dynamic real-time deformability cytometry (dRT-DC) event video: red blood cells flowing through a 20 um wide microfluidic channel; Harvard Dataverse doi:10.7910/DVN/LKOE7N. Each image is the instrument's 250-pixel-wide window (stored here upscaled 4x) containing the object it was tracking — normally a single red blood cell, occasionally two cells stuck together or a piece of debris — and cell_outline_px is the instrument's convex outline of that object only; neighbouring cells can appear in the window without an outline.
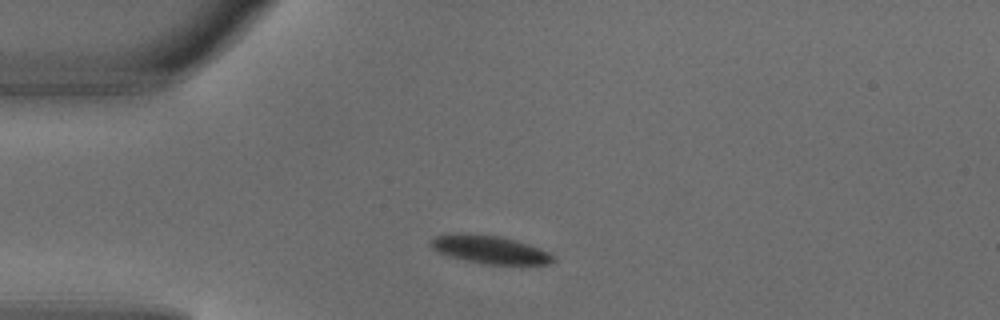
{"species": "common noctule bat (a hibernating species)", "species_latin": "Nyctalus noctula", "temperature_condition": "warm", "stored_images_in_passage": 3, "camera_frame_rate_fps": 3000, "um_per_image_px": 0.085, "animal": {"sex": "male", "body_mass_g": 18.8}, "frame": {"image": 1, "passage_image": 1, "time_ms": 0.0, "image_size_px": [1000, 320], "cell_outline_px": [[556, 260], [548, 264], [484, 264], [448, 256], [432, 248], [428, 244], [428, 240], [436, 236], [468, 232], [500, 236], [528, 244], [540, 248], [556, 256]], "centroid_in_image_um": [41.62, 21.2], "position_along_channel_um": 43.4, "area_um2": 20.11}}
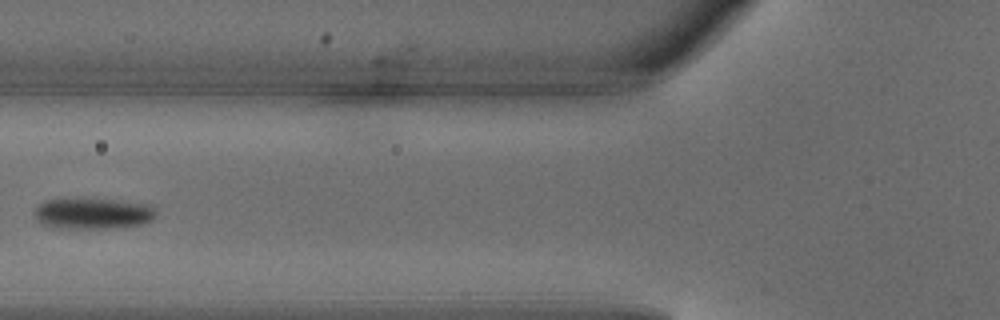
{"frame": {"image": 2, "passage_image": 3, "time_ms": 0.667, "image_size_px": [1000, 320], "cell_outline_px": [[156, 216], [152, 220], [140, 224], [108, 228], [56, 228], [44, 224], [36, 220], [36, 208], [44, 200], [64, 196], [116, 200], [152, 204], [156, 212]], "centroid_in_image_um": [7.87, 18.1], "position_along_channel_um": 117.9, "area_um2": 22.54}}